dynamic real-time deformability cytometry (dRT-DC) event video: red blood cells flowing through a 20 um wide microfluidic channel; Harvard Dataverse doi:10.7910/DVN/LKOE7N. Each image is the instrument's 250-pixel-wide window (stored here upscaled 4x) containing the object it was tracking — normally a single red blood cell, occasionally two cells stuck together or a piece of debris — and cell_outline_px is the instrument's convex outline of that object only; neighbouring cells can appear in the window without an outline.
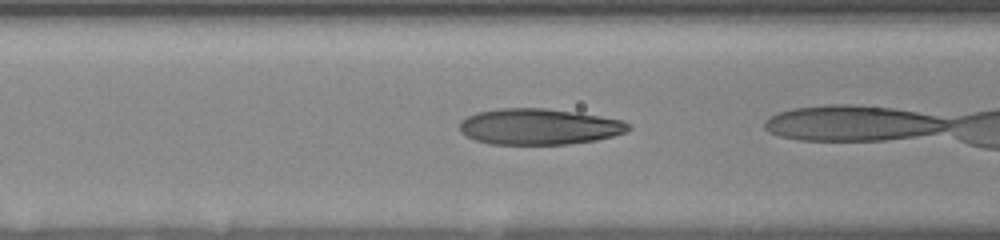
{"species": "human", "species_latin": "Homo sapiens", "temperature_condition": "room temperature", "stored_images_in_passage": 18, "camera_frame_rate_fps": 3000, "um_per_image_px": 0.085, "donor": {"sex": "female"}, "frame": {"image": 1, "passage_image": 13, "time_ms": 5.667, "image_size_px": [1000, 240], "cell_outline_px": [[632, 128], [624, 132], [612, 136], [596, 140], [568, 144], [492, 144], [476, 140], [460, 132], [460, 120], [476, 112], [500, 108], [544, 108], [576, 112], [624, 120], [632, 124]], "centroid_in_image_um": [45.84, 10.76], "position_along_channel_um": 120.8, "area_um2": 35.49}}
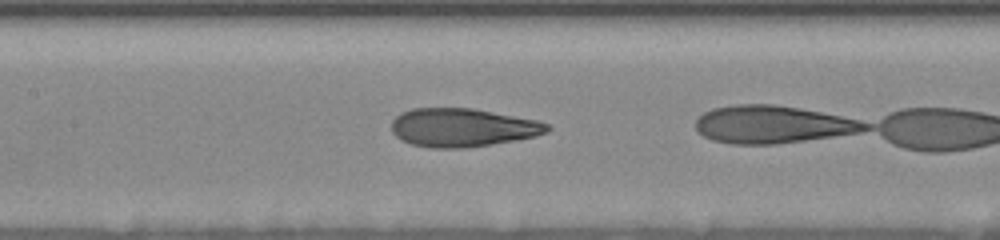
{"frame": {"image": 2, "passage_image": 16, "time_ms": 7.0, "image_size_px": [1000, 240], "cell_outline_px": [[552, 128], [548, 132], [536, 136], [516, 140], [492, 144], [464, 148], [432, 148], [412, 144], [400, 140], [392, 132], [392, 120], [400, 112], [412, 108], [472, 108], [536, 120], [548, 124]], "centroid_in_image_um": [39.3, 10.84], "position_along_channel_um": 168.1, "area_um2": 34.97}}